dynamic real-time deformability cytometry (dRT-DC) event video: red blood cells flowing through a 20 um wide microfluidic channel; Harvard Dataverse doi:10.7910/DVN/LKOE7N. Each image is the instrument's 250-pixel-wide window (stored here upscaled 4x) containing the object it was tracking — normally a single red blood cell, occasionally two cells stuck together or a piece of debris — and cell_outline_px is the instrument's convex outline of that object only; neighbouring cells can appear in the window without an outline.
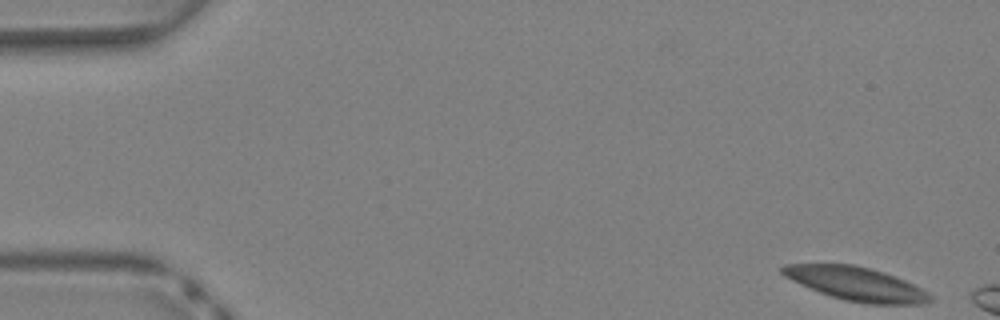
{"species": "Egyptian fruit bat (a non-hibernating species)", "species_latin": "Rousettus aegyptiacus", "temperature_condition": "warm", "stored_images_in_passage": 6, "camera_frame_rate_fps": 3000, "um_per_image_px": 0.085, "animal": {"sex": "female"}, "frame": {"image": 1, "passage_image": 1, "time_ms": 0.0, "image_size_px": [1000, 320], "cell_outline_px": [[932, 300], [924, 304], [864, 304], [844, 300], [820, 292], [800, 284], [784, 276], [780, 272], [780, 268], [784, 264], [852, 264], [884, 272], [904, 280], [928, 292], [932, 296]], "centroid_in_image_um": [72.77, 24.13], "position_along_channel_um": 12.2, "area_um2": 28.78}}